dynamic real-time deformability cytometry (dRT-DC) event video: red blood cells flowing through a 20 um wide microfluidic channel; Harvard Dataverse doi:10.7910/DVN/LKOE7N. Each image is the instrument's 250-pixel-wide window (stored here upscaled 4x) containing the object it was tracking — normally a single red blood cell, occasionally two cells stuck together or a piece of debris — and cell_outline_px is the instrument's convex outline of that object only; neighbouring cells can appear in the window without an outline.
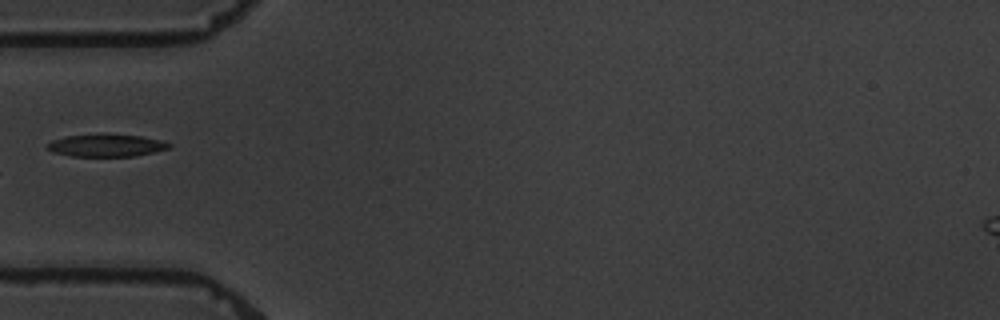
{"species": "common noctule bat (a hibernating species)", "species_latin": "Nyctalus noctula", "temperature_condition": "warm", "stored_images_in_passage": 15, "camera_frame_rate_fps": 3000, "um_per_image_px": 0.085, "animal": {"sex": "male", "body_mass_g": 19.5, "forearm_length_mm": 54.6}, "frame": {"image": 1, "passage_image": 5, "time_ms": 5.667, "image_size_px": [1000, 320], "cell_outline_px": [[172, 148], [136, 156], [72, 156], [52, 152], [44, 148], [44, 144], [52, 140], [64, 136], [140, 136], [160, 140], [172, 144]], "centroid_in_image_um": [9.0, 12.4], "position_along_channel_um": 76.0, "area_um2": 15.49}}
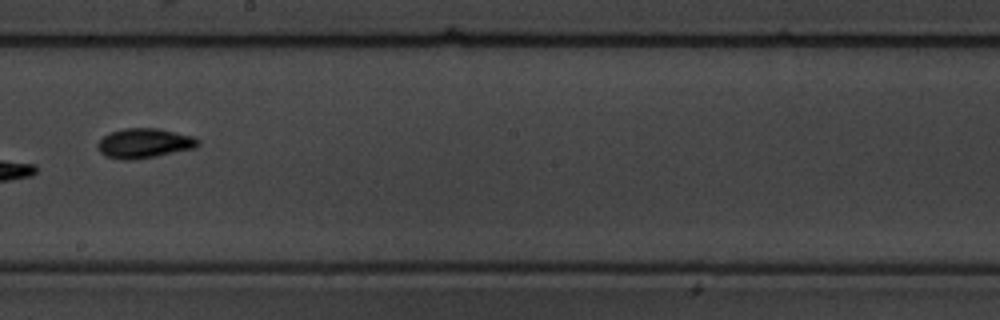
{"frame": {"image": 2, "passage_image": 9, "time_ms": 10.333, "image_size_px": [1000, 320], "cell_outline_px": [[200, 144], [196, 148], [156, 156], [132, 160], [120, 160], [104, 156], [100, 152], [96, 144], [104, 136], [112, 132], [124, 128], [156, 128], [192, 136], [200, 140]], "centroid_in_image_um": [12.26, 12.19], "position_along_channel_um": 235.9, "area_um2": 17.4}}
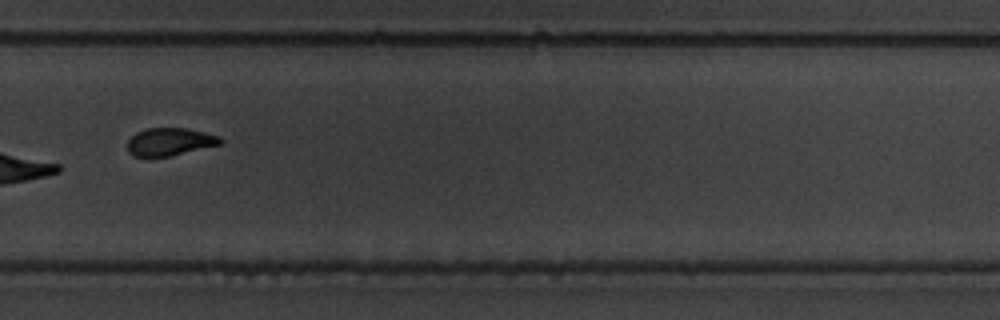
{"frame": {"image": 3, "passage_image": 11, "time_ms": 12.667, "image_size_px": [1000, 320], "cell_outline_px": [[224, 140], [220, 144], [172, 156], [132, 156], [128, 152], [128, 140], [136, 132], [148, 128], [188, 128], [220, 136]], "centroid_in_image_um": [14.44, 12.04], "position_along_channel_um": 315.4, "area_um2": 15.03}, "authors_computed_cell_mechanics": {"area_um2": 17.3978, "velocity_mm_per_s": 3.4073, "shape_relaxation_time_tau1_ms": 2.5238, "shape_relaxation_time_tau2_ms": 4.9631, "deformation_change_tau1": 0.162, "deformation_change_tau2": 0.122}}